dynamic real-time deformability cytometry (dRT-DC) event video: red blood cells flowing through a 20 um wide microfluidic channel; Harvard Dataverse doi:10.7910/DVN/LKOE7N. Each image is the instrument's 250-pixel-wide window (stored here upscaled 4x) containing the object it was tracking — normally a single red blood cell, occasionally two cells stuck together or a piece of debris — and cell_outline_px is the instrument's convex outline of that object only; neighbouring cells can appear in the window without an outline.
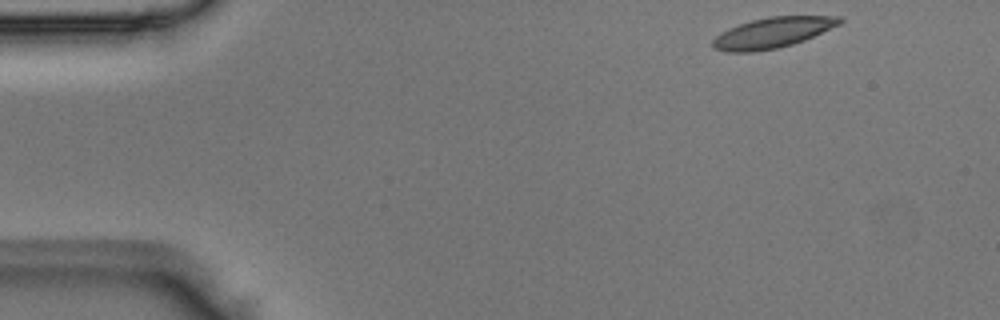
{"species": "Egyptian fruit bat (a non-hibernating species)", "species_latin": "Rousettus aegyptiacus", "temperature_condition": "room temperature", "stored_images_in_passage": 46, "camera_frame_rate_fps": 3000, "um_per_image_px": 0.085, "animal": {"sex": "male"}, "frame": {"image": 1, "passage_image": 1, "time_ms": 0.0, "image_size_px": [1000, 320], "cell_outline_px": [[844, 20], [840, 24], [804, 40], [792, 44], [776, 48], [756, 52], [724, 52], [712, 48], [712, 40], [720, 32], [728, 28], [752, 20], [768, 16], [844, 16]], "centroid_in_image_um": [65.64, 2.78], "position_along_channel_um": 19.4, "area_um2": 22.66}}
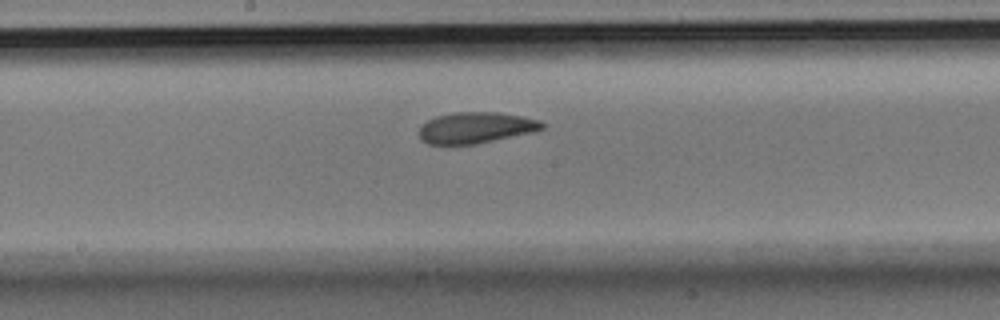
{"frame": {"image": 2, "passage_image": 22, "time_ms": 7.0, "image_size_px": [1000, 320], "cell_outline_px": [[544, 128], [536, 132], [476, 144], [428, 144], [420, 140], [420, 128], [428, 120], [436, 116], [456, 112], [496, 112], [520, 116], [540, 120], [544, 124]], "centroid_in_image_um": [40.48, 10.86], "position_along_channel_um": 207.7, "area_um2": 22.31}}
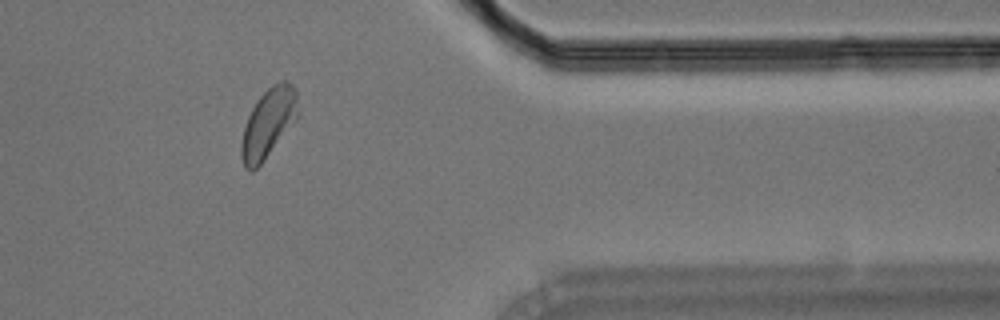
{"frame": {"image": 3, "passage_image": 37, "time_ms": 12.0, "image_size_px": [1000, 320], "cell_outline_px": [[300, 116], [260, 164], [252, 172], [248, 172], [244, 168], [240, 156], [240, 144], [244, 128], [248, 116], [256, 100], [272, 84], [280, 80], [284, 80], [292, 84], [296, 88], [300, 112]], "centroid_in_image_um": [22.82, 10.45], "position_along_channel_um": 388.6, "area_um2": 23.24}}